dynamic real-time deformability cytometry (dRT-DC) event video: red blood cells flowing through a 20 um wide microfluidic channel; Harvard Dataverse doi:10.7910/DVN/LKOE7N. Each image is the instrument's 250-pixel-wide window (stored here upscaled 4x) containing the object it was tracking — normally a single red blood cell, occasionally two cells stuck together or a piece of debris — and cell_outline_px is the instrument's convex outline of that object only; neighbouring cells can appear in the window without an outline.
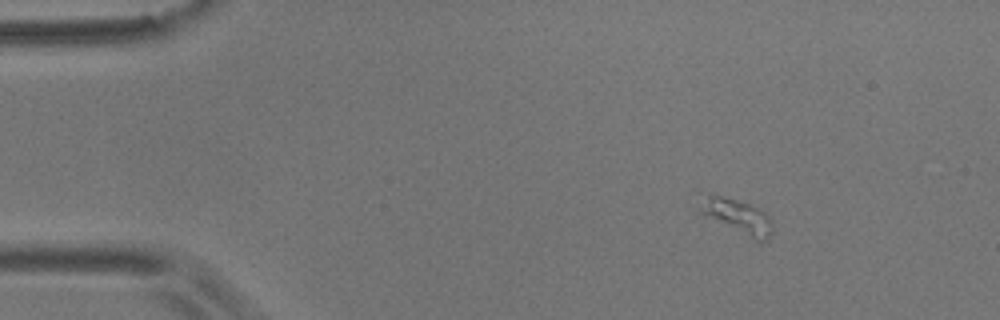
{"species": "common noctule bat (a hibernating species)", "species_latin": "Nyctalus noctula", "temperature_condition": "room temperature", "stored_images_in_passage": 8, "camera_frame_rate_fps": 3000, "um_per_image_px": 0.085, "animal": {"sex": "male", "body_mass_g": 17.9}, "frame": {"image": 1, "passage_image": 1, "time_ms": 0.0, "image_size_px": [1000, 320], "cell_outline_px": [[772, 232], [760, 244], [704, 216], [696, 208], [696, 192], [700, 192], [720, 196], [736, 200], [748, 204], [768, 212], [772, 220]], "centroid_in_image_um": [62.55, 18.36], "position_along_channel_um": 22.5, "area_um2": 15.66}}
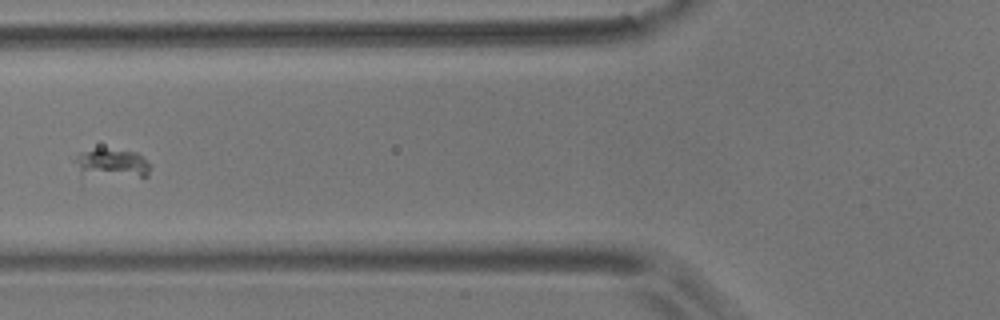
{"frame": {"image": 2, "passage_image": 5, "time_ms": 4.667, "image_size_px": [1000, 320], "cell_outline_px": [[152, 164], [148, 176], [140, 176], [80, 168], [76, 160], [76, 156], [80, 152], [96, 148], [104, 148], [136, 152]], "centroid_in_image_um": [9.7, 13.74], "position_along_channel_um": 116.1, "area_um2": 11.1}}
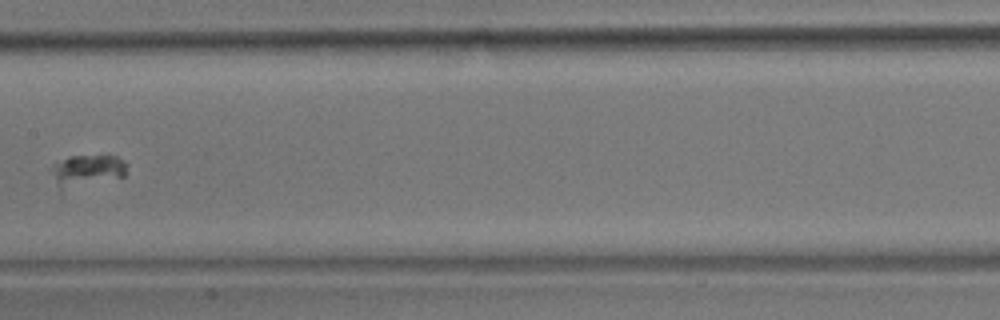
{"frame": {"image": 3, "passage_image": 7, "time_ms": 7.0, "image_size_px": [1000, 320], "cell_outline_px": [[128, 164], [124, 176], [60, 196], [52, 172], [52, 164], [68, 156], [116, 156], [124, 160]], "centroid_in_image_um": [7.34, 14.61], "position_along_channel_um": 200.1, "area_um2": 15.14}}